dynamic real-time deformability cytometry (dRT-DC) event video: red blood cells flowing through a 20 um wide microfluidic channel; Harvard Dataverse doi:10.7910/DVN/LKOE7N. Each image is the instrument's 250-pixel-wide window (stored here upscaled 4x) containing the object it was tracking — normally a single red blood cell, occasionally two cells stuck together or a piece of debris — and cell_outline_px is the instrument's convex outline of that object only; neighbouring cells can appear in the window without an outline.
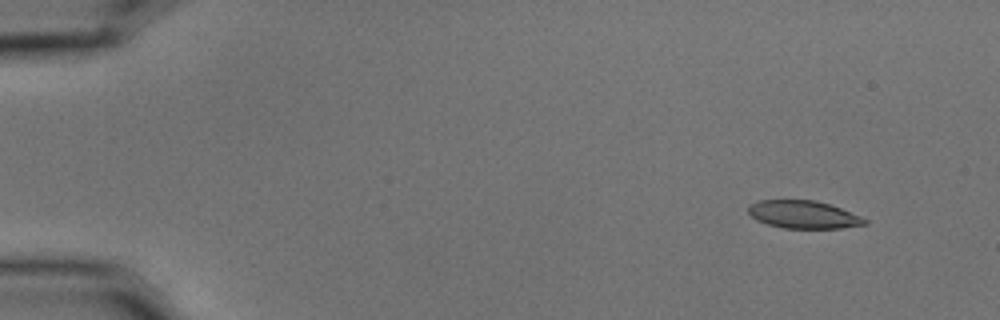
{"species": "common noctule bat (a hibernating species)", "species_latin": "Nyctalus noctula", "temperature_condition": "cold", "stored_images_in_passage": 5, "camera_frame_rate_fps": 3000, "um_per_image_px": 0.085, "animal": {"sex": "male", "body_mass_g": 15.6}, "frame": {"image": 1, "passage_image": 2, "time_ms": 0.333, "image_size_px": [1000, 320], "cell_outline_px": [[868, 224], [840, 228], [784, 228], [768, 224], [756, 220], [748, 212], [748, 204], [760, 200], [816, 200], [840, 208], [860, 216], [868, 220]], "centroid_in_image_um": [68.28, 18.23], "position_along_channel_um": 16.7, "area_um2": 18.79}}